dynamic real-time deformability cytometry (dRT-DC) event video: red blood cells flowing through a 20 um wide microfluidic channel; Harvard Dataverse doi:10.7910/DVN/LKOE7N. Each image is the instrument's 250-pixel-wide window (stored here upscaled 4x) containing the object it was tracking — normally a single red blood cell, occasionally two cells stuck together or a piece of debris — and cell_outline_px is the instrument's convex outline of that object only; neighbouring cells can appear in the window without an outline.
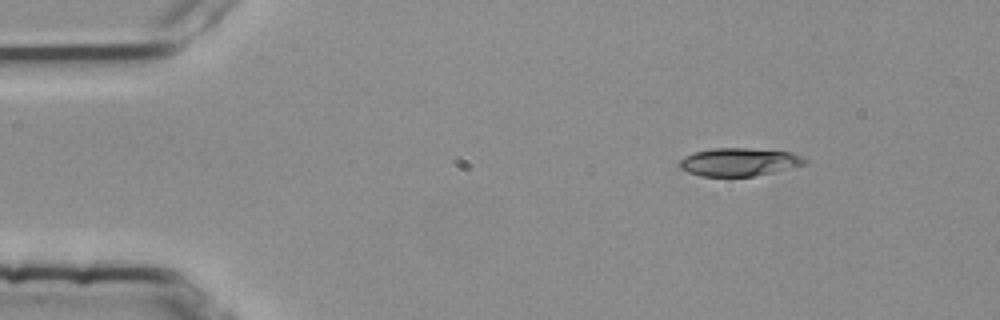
{"species": "common noctule bat (a hibernating species)", "species_latin": "Nyctalus noctula", "temperature_condition": "room temperature", "stored_images_in_passage": 4, "camera_frame_rate_fps": 3000, "um_per_image_px": 0.085, "animal": {"sex": "female", "body_mass_g": 25.1}, "frame": {"image": 1, "passage_image": 1, "time_ms": 0.0, "image_size_px": [1000, 320], "cell_outline_px": [[804, 164], [772, 172], [752, 176], [700, 176], [688, 172], [680, 168], [680, 160], [684, 156], [696, 152], [712, 148], [748, 148], [792, 152], [800, 156], [804, 160]], "centroid_in_image_um": [62.76, 13.76], "position_along_channel_um": 22.2, "area_um2": 20.11}}